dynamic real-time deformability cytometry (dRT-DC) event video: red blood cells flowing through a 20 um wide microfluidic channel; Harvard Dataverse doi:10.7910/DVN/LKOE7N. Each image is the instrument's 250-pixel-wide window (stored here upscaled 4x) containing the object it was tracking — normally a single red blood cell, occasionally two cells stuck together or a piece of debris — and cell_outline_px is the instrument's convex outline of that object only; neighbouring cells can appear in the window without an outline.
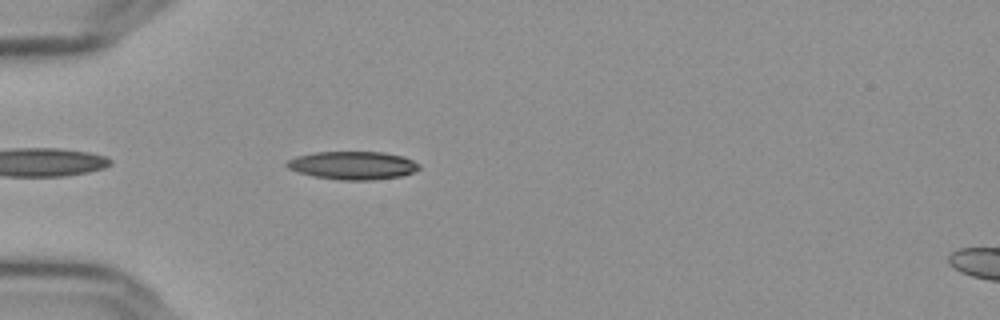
{"species": "Egyptian fruit bat (a non-hibernating species)", "species_latin": "Rousettus aegyptiacus", "temperature_condition": "cold", "stored_images_in_passage": 40, "camera_frame_rate_fps": 3000, "um_per_image_px": 0.085, "frame": {"image": 1, "passage_image": 3, "time_ms": 0.667, "image_size_px": [1000, 320], "cell_outline_px": [[420, 168], [412, 172], [400, 176], [372, 180], [340, 180], [312, 176], [296, 172], [288, 168], [284, 164], [288, 160], [296, 156], [316, 152], [384, 152], [404, 156], [420, 164]], "centroid_in_image_um": [29.96, 14.06], "position_along_channel_um": 55.0, "area_um2": 21.79}}
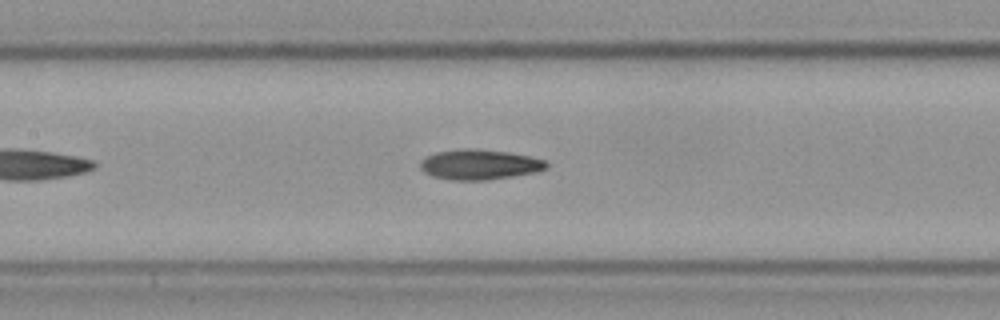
{"frame": {"image": 2, "passage_image": 13, "time_ms": 4.0, "image_size_px": [1000, 320], "cell_outline_px": [[548, 168], [536, 172], [512, 176], [484, 180], [452, 180], [432, 176], [424, 172], [420, 168], [420, 160], [436, 152], [460, 148], [468, 148], [508, 152], [528, 156], [544, 160], [548, 164]], "centroid_in_image_um": [40.73, 13.98], "position_along_channel_um": 166.7, "area_um2": 22.08}}
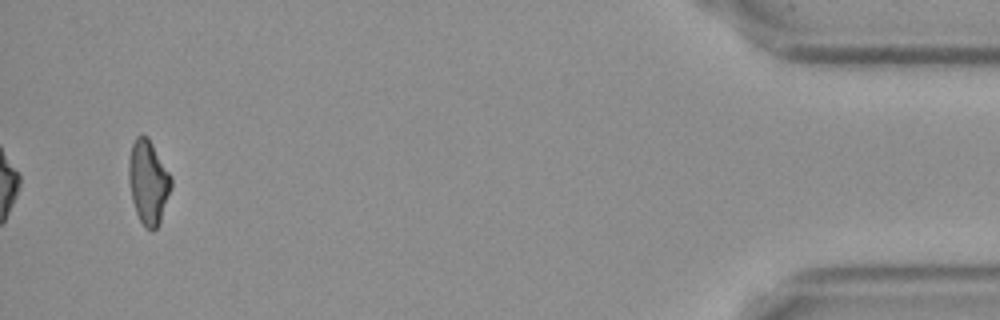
{"frame": {"image": 3, "passage_image": 40, "time_ms": 13.0, "image_size_px": [1000, 320], "cell_outline_px": [[172, 188], [160, 224], [152, 232], [140, 220], [136, 212], [132, 200], [128, 180], [128, 160], [132, 144], [136, 136], [148, 136], [172, 176]], "centroid_in_image_um": [12.62, 15.48], "position_along_channel_um": 422.6, "area_um2": 21.04}, "authors_computed_cell_mechanics": {"area_um2": 21.1548, "velocity_mm_per_s": 3.6509, "shape_relaxation_time_tau1_ms": 8.5631, "shape_relaxation_time_tau2_ms": 3.743, "deformation_change_tau1": 0.215, "deformation_change_tau2": 0.117}}